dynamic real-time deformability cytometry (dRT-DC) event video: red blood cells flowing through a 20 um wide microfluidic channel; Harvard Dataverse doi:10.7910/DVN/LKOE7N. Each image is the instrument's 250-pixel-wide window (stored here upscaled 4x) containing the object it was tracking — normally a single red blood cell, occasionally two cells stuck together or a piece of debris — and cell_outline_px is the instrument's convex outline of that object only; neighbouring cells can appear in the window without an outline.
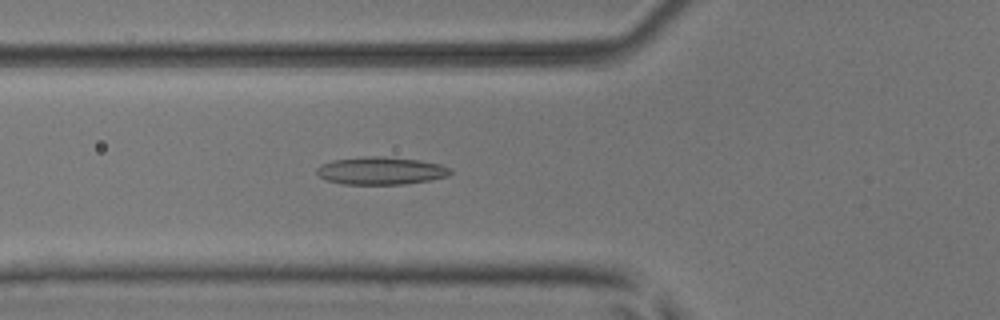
{"species": "common noctule bat (a hibernating species)", "species_latin": "Nyctalus noctula", "temperature_condition": "room temperature", "stored_images_in_passage": 53, "camera_frame_rate_fps": 3000, "um_per_image_px": 0.085, "animal": {"sex": "male", "body_mass_g": 17.9, "forearm_length_mm": 54.2}, "frame": {"image": 1, "passage_image": 20, "time_ms": 6.333, "image_size_px": [1000, 320], "cell_outline_px": [[452, 172], [448, 176], [428, 180], [404, 184], [344, 184], [324, 180], [316, 172], [316, 168], [320, 164], [332, 160], [364, 156], [384, 156], [420, 160], [440, 164], [452, 168]], "centroid_in_image_um": [32.36, 14.5], "position_along_channel_um": 93.4, "area_um2": 21.73}}
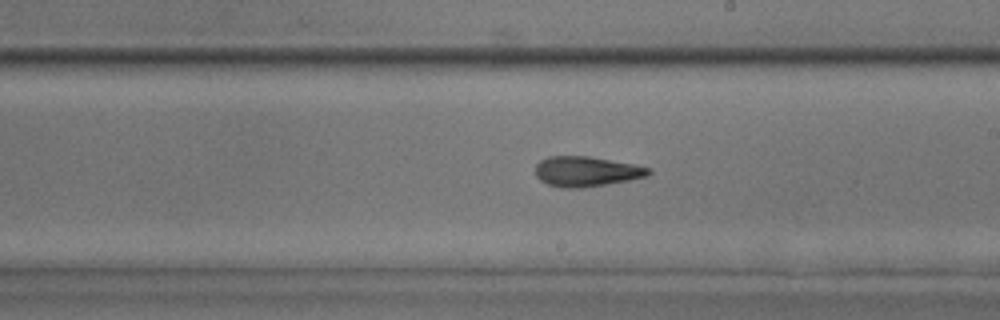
{"frame": {"image": 2, "passage_image": 31, "time_ms": 10.0, "image_size_px": [1000, 320], "cell_outline_px": [[652, 172], [648, 176], [628, 180], [580, 188], [564, 188], [548, 184], [540, 180], [536, 176], [536, 164], [540, 160], [548, 156], [588, 156], [636, 164], [652, 168]], "centroid_in_image_um": [49.86, 14.56], "position_along_channel_um": 239.1, "area_um2": 19.88}}
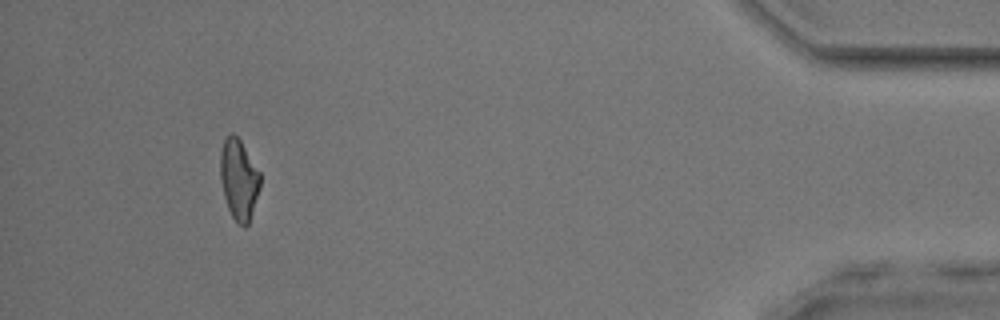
{"frame": {"image": 3, "passage_image": 49, "time_ms": 16.0, "image_size_px": [1000, 320], "cell_outline_px": [[260, 188], [248, 224], [244, 228], [232, 216], [228, 208], [224, 196], [220, 180], [220, 152], [224, 140], [232, 132], [240, 140], [260, 172]], "centroid_in_image_um": [20.29, 15.24], "position_along_channel_um": 414.9, "area_um2": 18.55}, "authors_computed_cell_mechanics": {"area_um2": 19.8832, "velocity_mm_per_s": 3.9879, "shape_relaxation_time_tau1_ms": 8.5318, "shape_relaxation_time_tau2_ms": 3.0317, "deformation_change_tau1": 0.1837, "deformation_change_tau2": 0.1232}}